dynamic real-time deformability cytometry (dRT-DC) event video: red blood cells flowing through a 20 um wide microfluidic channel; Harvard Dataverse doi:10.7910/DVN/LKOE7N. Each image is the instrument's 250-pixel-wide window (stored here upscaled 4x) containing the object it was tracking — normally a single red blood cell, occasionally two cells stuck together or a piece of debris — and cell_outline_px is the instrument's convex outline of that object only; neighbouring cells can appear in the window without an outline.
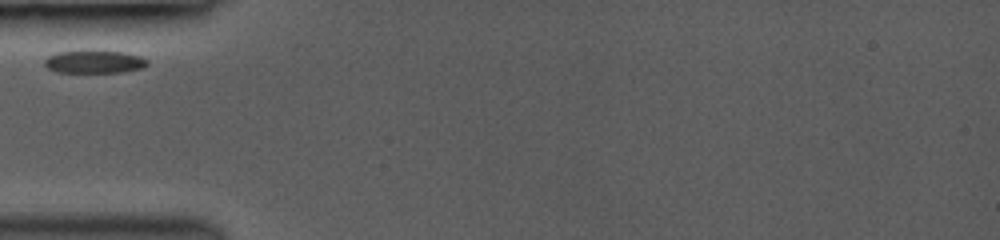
{"species": "common noctule bat (a hibernating species)", "species_latin": "Nyctalus noctula", "temperature_condition": "room temperature", "stored_images_in_passage": 8, "camera_frame_rate_fps": 3000, "um_per_image_px": 0.085, "animal": {"sex": "female", "body_mass_g": 19.0, "forearm_length_mm": 53.3}, "frame": {"image": 1, "passage_image": 1, "time_ms": 0.0, "image_size_px": [1000, 240], "cell_outline_px": [[148, 64], [144, 68], [124, 72], [56, 72], [48, 68], [44, 64], [44, 60], [48, 56], [56, 52], [124, 52], [140, 56], [148, 60]], "centroid_in_image_um": [8.04, 5.27], "position_along_channel_um": 77.0, "area_um2": 13.41}}
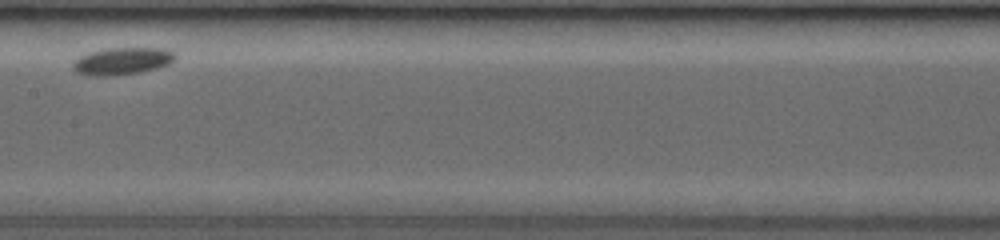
{"frame": {"image": 2, "passage_image": 4, "time_ms": 3.333, "image_size_px": [1000, 240], "cell_outline_px": [[176, 56], [168, 64], [156, 68], [140, 72], [112, 76], [92, 76], [76, 72], [72, 68], [72, 64], [80, 56], [88, 52], [108, 48], [164, 48], [176, 52]], "centroid_in_image_um": [10.37, 5.19], "position_along_channel_um": 197.0, "area_um2": 16.24}}
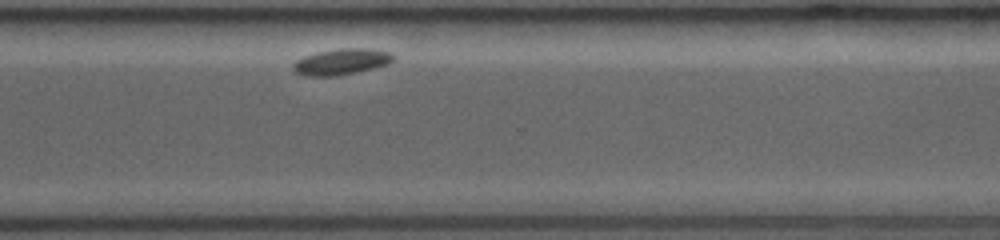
{"frame": {"image": 3, "passage_image": 8, "time_ms": 7.333, "image_size_px": [1000, 240], "cell_outline_px": [[396, 56], [388, 64], [356, 72], [332, 76], [312, 76], [296, 72], [292, 68], [292, 64], [296, 60], [304, 56], [316, 52], [340, 48], [372, 48], [392, 52]], "centroid_in_image_um": [29.05, 5.22], "position_along_channel_um": 341.6, "area_um2": 15.2}}